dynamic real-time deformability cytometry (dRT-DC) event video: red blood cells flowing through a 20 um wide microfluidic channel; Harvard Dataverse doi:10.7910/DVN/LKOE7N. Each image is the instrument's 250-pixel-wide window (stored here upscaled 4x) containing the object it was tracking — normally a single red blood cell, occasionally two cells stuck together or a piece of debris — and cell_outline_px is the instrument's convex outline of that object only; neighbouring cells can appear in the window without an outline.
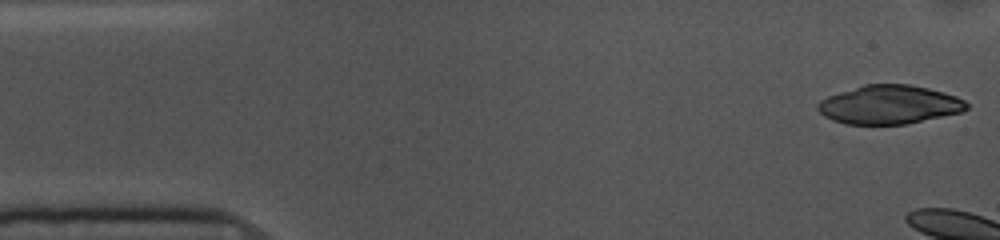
{"species": "common noctule bat (a hibernating species)", "species_latin": "Nyctalus noctula", "temperature_condition": "cold", "stored_images_in_passage": 5, "camera_frame_rate_fps": 3000, "um_per_image_px": 0.085, "animal": {"sex": "female", "body_mass_g": 10.0, "forearm_length_mm": 53.1}, "frame": {"image": 1, "passage_image": 1, "time_ms": 0.0, "image_size_px": [1000, 240], "cell_outline_px": [[968, 108], [960, 112], [908, 124], [844, 124], [832, 120], [824, 116], [816, 108], [816, 104], [820, 100], [828, 96], [864, 84], [908, 84], [928, 88], [944, 92], [956, 96], [964, 100], [968, 104]], "centroid_in_image_um": [75.57, 8.9], "position_along_channel_um": 9.4, "area_um2": 33.58}}